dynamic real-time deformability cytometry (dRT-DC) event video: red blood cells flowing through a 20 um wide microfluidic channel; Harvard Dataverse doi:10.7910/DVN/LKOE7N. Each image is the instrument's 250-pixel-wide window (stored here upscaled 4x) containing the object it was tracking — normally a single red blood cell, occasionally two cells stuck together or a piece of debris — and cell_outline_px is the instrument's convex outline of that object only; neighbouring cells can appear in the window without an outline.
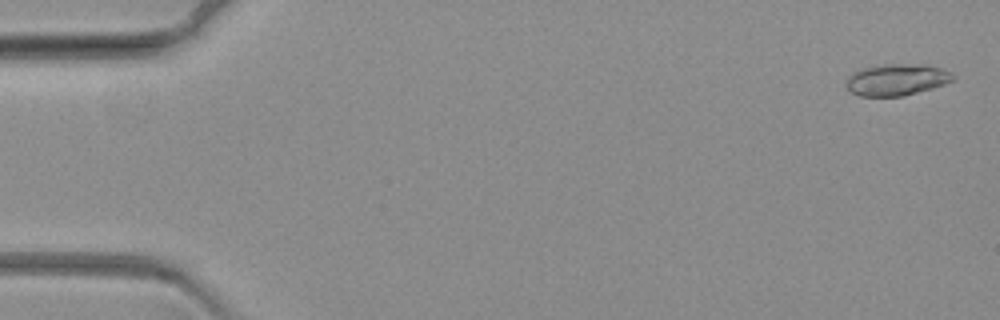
{"species": "common noctule bat (a hibernating species)", "species_latin": "Nyctalus noctula", "temperature_condition": "warm", "stored_images_in_passage": 68, "camera_frame_rate_fps": 3000, "um_per_image_px": 0.085, "animal": {"sex": "female", "body_mass_g": 19.3, "forearm_length_mm": 54.1}, "frame": {"image": 1, "passage_image": 2, "time_ms": 0.333, "image_size_px": [1000, 320], "cell_outline_px": [[952, 80], [944, 84], [932, 88], [900, 96], [860, 96], [852, 92], [848, 88], [848, 76], [864, 68], [888, 64], [924, 64], [940, 68], [948, 72], [952, 76]], "centroid_in_image_um": [76.21, 6.77], "position_along_channel_um": 8.8, "area_um2": 19.02}}
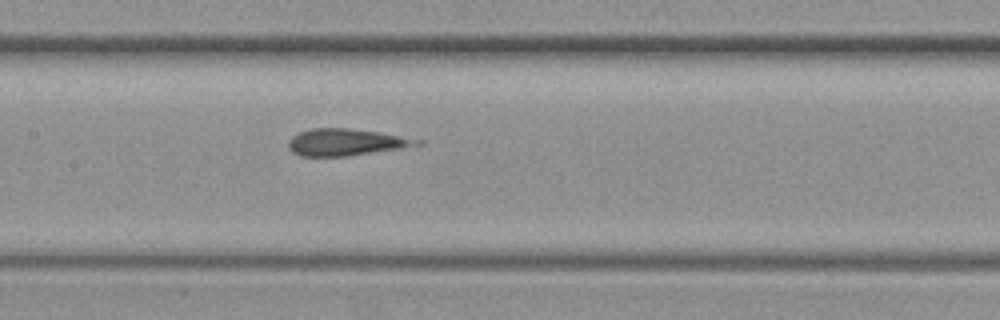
{"frame": {"image": 2, "passage_image": 33, "time_ms": 10.667, "image_size_px": [1000, 320], "cell_outline_px": [[424, 140], [420, 144], [348, 156], [300, 156], [292, 152], [288, 148], [288, 140], [292, 136], [300, 132], [312, 128], [348, 128], [376, 132]], "centroid_in_image_um": [29.31, 12.08], "position_along_channel_um": 178.1, "area_um2": 19.71}}
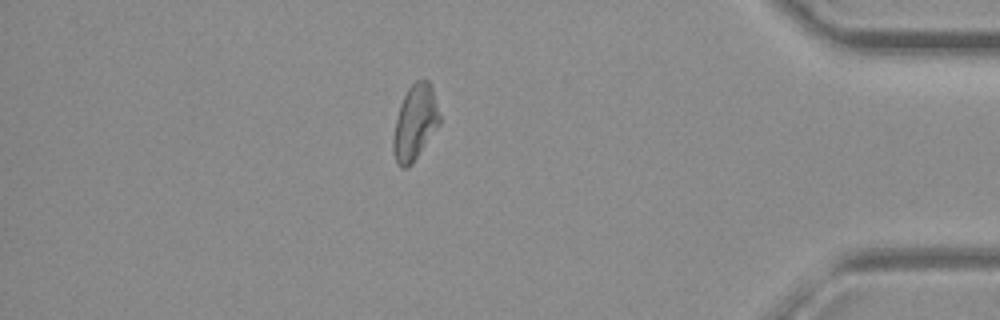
{"frame": {"image": 3, "passage_image": 59, "time_ms": 19.333, "image_size_px": [1000, 320], "cell_outline_px": [[440, 124], [412, 164], [408, 168], [400, 168], [396, 164], [392, 152], [392, 140], [396, 120], [400, 104], [408, 88], [416, 80], [428, 80], [432, 88], [440, 116]], "centroid_in_image_um": [35.25, 10.46], "position_along_channel_um": 399.9, "area_um2": 20.35}}